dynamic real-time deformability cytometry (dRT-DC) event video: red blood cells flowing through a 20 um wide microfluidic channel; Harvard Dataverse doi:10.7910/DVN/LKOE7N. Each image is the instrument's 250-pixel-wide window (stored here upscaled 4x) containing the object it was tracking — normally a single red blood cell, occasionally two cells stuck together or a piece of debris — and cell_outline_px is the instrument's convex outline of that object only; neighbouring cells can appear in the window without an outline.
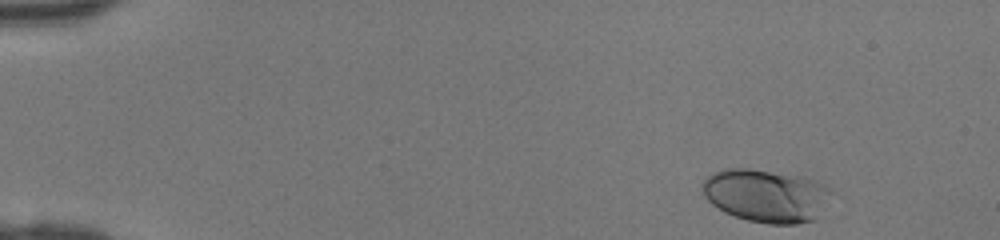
{"species": "human", "species_latin": "Homo sapiens", "temperature_condition": "room temperature", "stored_images_in_passage": 42, "camera_frame_rate_fps": 3000, "um_per_image_px": 0.085, "donor": {"sex": "female"}, "frame": {"image": 1, "passage_image": 1, "time_ms": 0.0, "image_size_px": [1000, 240], "cell_outline_px": [[832, 192], [816, 220], [796, 224], [768, 224], [748, 220], [724, 212], [712, 204], [704, 196], [700, 184], [712, 172], [720, 168], [748, 168], [804, 176], [816, 180], [832, 188]], "centroid_in_image_um": [65.11, 16.61], "position_along_channel_um": 19.9, "area_um2": 40.29}}
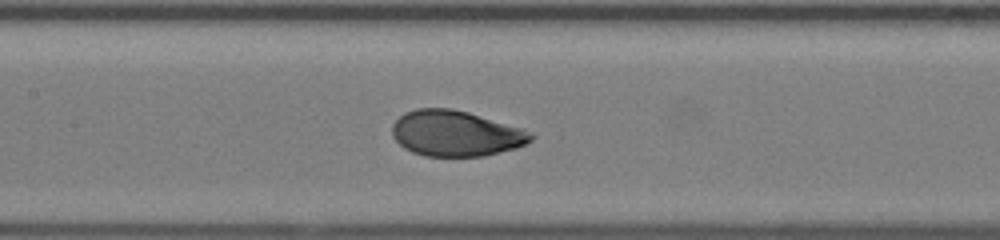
{"frame": {"image": 2, "passage_image": 19, "time_ms": 6.0, "image_size_px": [1000, 240], "cell_outline_px": [[536, 136], [532, 140], [516, 148], [484, 156], [424, 156], [412, 152], [404, 148], [392, 136], [392, 124], [404, 112], [416, 108], [452, 108], [468, 112], [520, 128]], "centroid_in_image_um": [38.7, 11.34], "position_along_channel_um": 168.7, "area_um2": 36.82}}
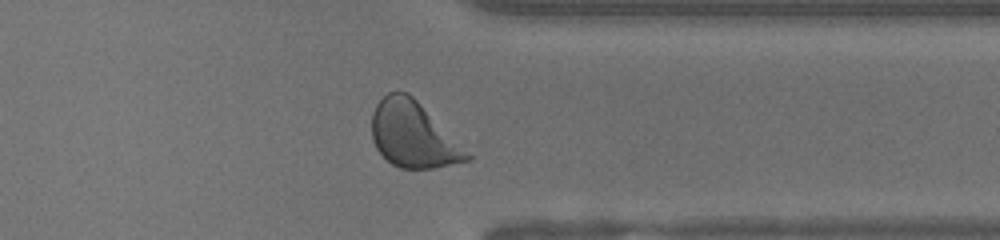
{"frame": {"image": 3, "passage_image": 33, "time_ms": 10.667, "image_size_px": [1000, 240], "cell_outline_px": [[472, 160], [432, 168], [400, 168], [392, 164], [376, 148], [372, 140], [372, 112], [376, 104], [388, 92], [408, 92], [472, 156]], "centroid_in_image_um": [35.08, 11.46], "position_along_channel_um": 376.3, "area_um2": 35.78}}